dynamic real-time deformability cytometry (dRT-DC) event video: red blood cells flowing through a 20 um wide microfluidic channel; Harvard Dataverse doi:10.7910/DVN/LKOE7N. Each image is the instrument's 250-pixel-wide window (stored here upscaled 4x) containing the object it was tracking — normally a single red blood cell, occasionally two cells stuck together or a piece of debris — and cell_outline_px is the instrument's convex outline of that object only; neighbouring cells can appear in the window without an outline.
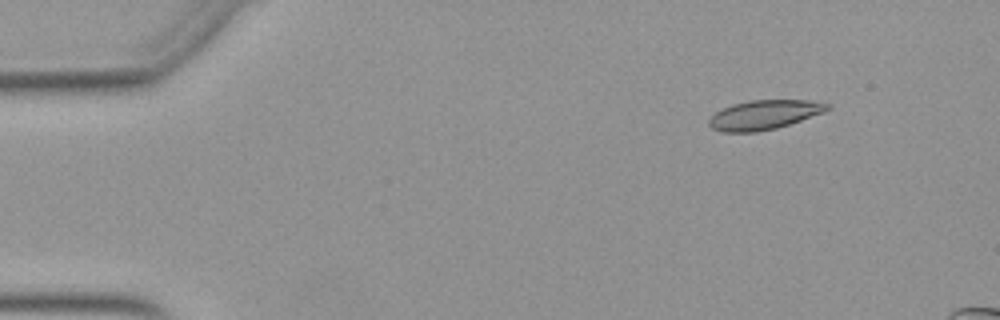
{"species": "Egyptian fruit bat (a non-hibernating species)", "species_latin": "Rousettus aegyptiacus", "temperature_condition": "warm", "stored_images_in_passage": 49, "camera_frame_rate_fps": 3000, "um_per_image_px": 0.085, "animal": {"sex": "female"}, "frame": {"image": 1, "passage_image": 6, "time_ms": 1.667, "image_size_px": [1000, 320], "cell_outline_px": [[832, 108], [824, 112], [776, 128], [756, 132], [724, 132], [712, 128], [708, 124], [708, 120], [720, 108], [732, 104], [748, 100], [808, 100], [832, 104]], "centroid_in_image_um": [64.95, 9.74], "position_along_channel_um": 20.1, "area_um2": 20.29}}
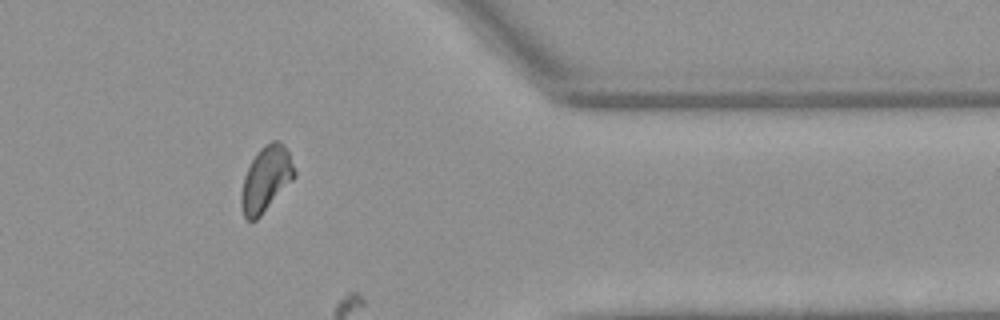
{"frame": {"image": 2, "passage_image": 43, "time_ms": 14.0, "image_size_px": [1000, 320], "cell_outline_px": [[296, 176], [260, 216], [256, 220], [248, 220], [244, 216], [240, 204], [240, 196], [244, 176], [256, 152], [264, 144], [272, 140], [280, 140], [284, 144], [288, 152], [296, 172]], "centroid_in_image_um": [22.6, 15.19], "position_along_channel_um": 388.8, "area_um2": 20.17}}